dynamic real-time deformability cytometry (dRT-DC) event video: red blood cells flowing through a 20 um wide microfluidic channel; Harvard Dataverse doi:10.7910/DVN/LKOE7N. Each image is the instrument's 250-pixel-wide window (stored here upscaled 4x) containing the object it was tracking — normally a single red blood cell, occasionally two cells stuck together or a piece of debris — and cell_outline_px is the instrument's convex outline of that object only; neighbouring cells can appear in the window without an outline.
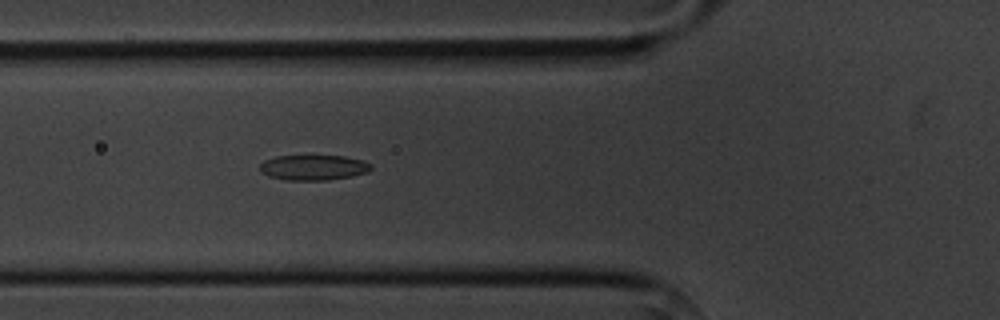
{"species": "common noctule bat (a hibernating species)", "species_latin": "Nyctalus noctula", "temperature_condition": "cold", "stored_images_in_passage": 5, "camera_frame_rate_fps": 3000, "um_per_image_px": 0.085, "animal": {"sex": "male", "body_mass_g": 20.1, "forearm_length_mm": 53.5}, "frame": {"image": 1, "passage_image": 5, "time_ms": 5.333, "image_size_px": [1000, 320], "cell_outline_px": [[372, 168], [368, 172], [352, 176], [328, 180], [284, 180], [268, 176], [260, 172], [260, 164], [264, 160], [276, 156], [344, 156], [364, 160], [372, 164]], "centroid_in_image_um": [26.65, 14.24], "position_along_channel_um": 99.2, "area_um2": 16.53}}